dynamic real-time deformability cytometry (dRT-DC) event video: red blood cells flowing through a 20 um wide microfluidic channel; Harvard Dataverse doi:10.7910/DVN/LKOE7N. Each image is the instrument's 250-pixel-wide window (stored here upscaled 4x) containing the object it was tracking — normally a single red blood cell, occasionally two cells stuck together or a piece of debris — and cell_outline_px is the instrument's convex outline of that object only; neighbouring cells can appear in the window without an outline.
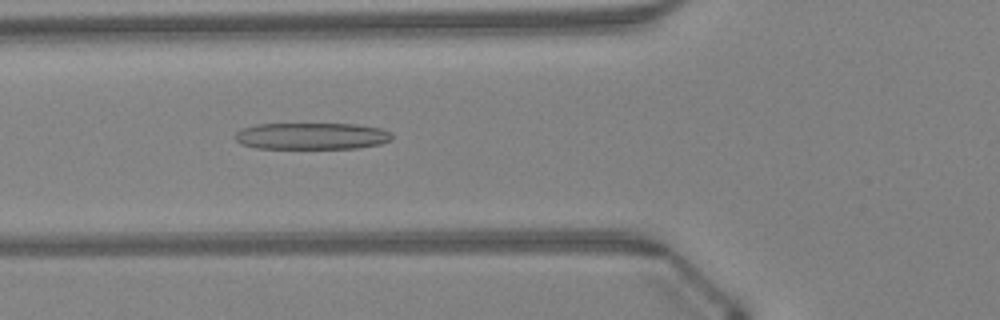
{"species": "Egyptian fruit bat (a non-hibernating species)", "species_latin": "Rousettus aegyptiacus", "temperature_condition": "warm", "stored_images_in_passage": 46, "camera_frame_rate_fps": 3000, "um_per_image_px": 0.085, "animal": {"sex": "female"}, "frame": {"image": 1, "passage_image": 17, "time_ms": 5.333, "image_size_px": [1000, 320], "cell_outline_px": [[392, 140], [380, 144], [356, 148], [256, 148], [240, 144], [232, 136], [240, 128], [256, 124], [356, 124], [380, 128], [392, 132]], "centroid_in_image_um": [26.46, 11.56], "position_along_channel_um": 99.3, "area_um2": 24.62}}
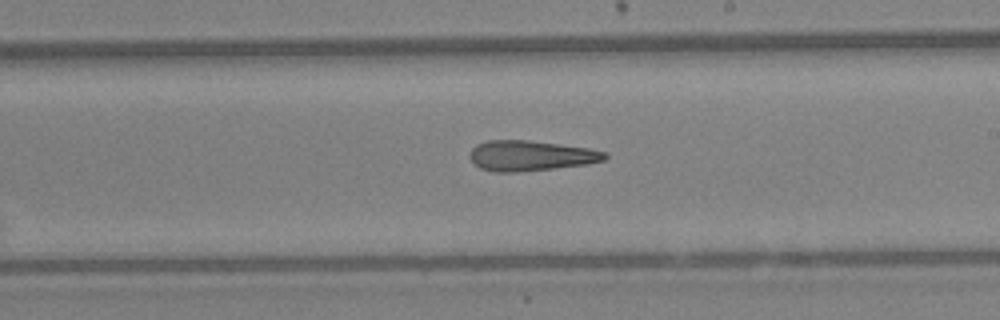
{"frame": {"image": 2, "passage_image": 27, "time_ms": 8.667, "image_size_px": [1000, 320], "cell_outline_px": [[608, 156], [604, 160], [588, 164], [516, 172], [496, 172], [480, 168], [468, 156], [468, 152], [476, 144], [488, 140], [528, 140], [560, 144], [588, 148], [608, 152]], "centroid_in_image_um": [45.1, 13.22], "position_along_channel_um": 243.9, "area_um2": 23.87}}
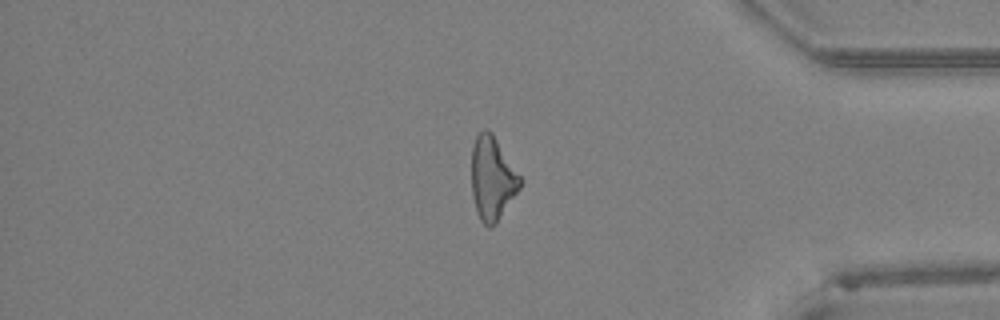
{"frame": {"image": 3, "passage_image": 39, "time_ms": 12.667, "image_size_px": [1000, 320], "cell_outline_px": [[520, 188], [496, 224], [488, 228], [480, 220], [476, 212], [472, 196], [472, 144], [476, 136], [484, 128], [492, 132], [520, 176]], "centroid_in_image_um": [41.82, 15.18], "position_along_channel_um": 393.4, "area_um2": 23.52}, "authors_computed_cell_mechanics": {"area_um2": 24.6228, "velocity_mm_per_s": 4.3662, "shape_relaxation_time_tau1_ms": null, "shape_relaxation_time_tau2_ms": 6.1814, "deformation_change_tau1": null, "deformation_change_tau2": 0.257}}